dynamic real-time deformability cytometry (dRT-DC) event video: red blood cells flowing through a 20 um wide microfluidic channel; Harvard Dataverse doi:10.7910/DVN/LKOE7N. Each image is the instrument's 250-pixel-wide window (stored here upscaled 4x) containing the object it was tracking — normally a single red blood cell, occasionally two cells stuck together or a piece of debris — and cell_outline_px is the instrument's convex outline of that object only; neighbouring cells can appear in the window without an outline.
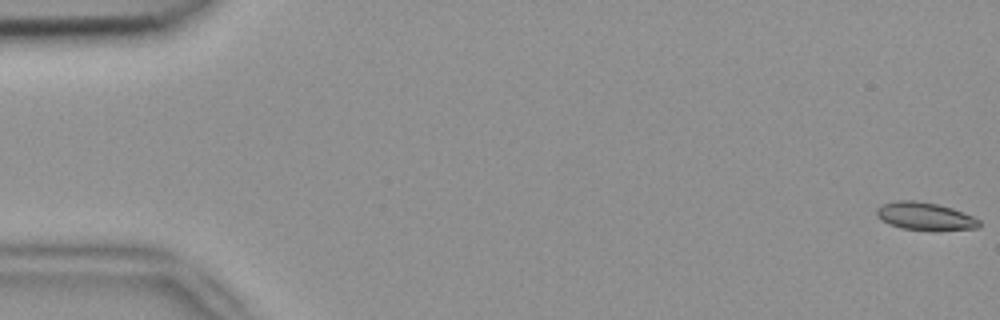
{"species": "common noctule bat (a hibernating species)", "species_latin": "Nyctalus noctula", "temperature_condition": "room temperature", "stored_images_in_passage": 6, "camera_frame_rate_fps": 3000, "um_per_image_px": 0.085, "animal": {"sex": "female", "body_mass_g": 18.4}, "frame": {"image": 1, "passage_image": 1, "time_ms": 0.0, "image_size_px": [1000, 320], "cell_outline_px": [[980, 224], [976, 228], [936, 232], [932, 232], [900, 228], [888, 224], [880, 220], [876, 216], [876, 208], [880, 204], [896, 200], [916, 200], [936, 204], [952, 208], [972, 216], [980, 220]], "centroid_in_image_um": [78.58, 18.4], "position_along_channel_um": 6.4, "area_um2": 17.17}}
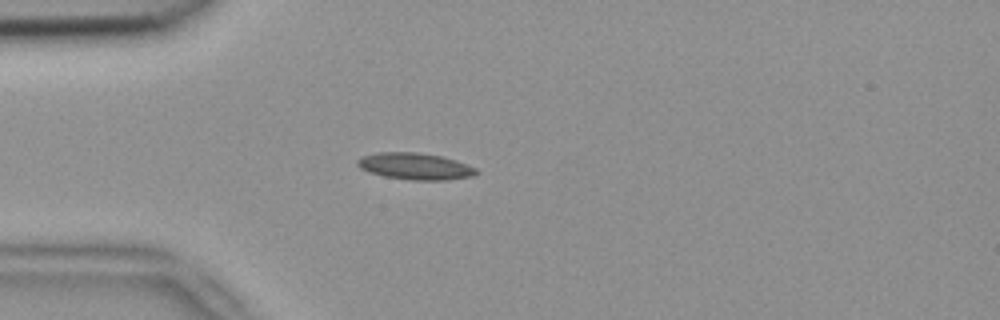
{"frame": {"image": 2, "passage_image": 5, "time_ms": 1.333, "image_size_px": [1000, 320], "cell_outline_px": [[480, 172], [472, 176], [448, 180], [408, 180], [384, 176], [368, 172], [360, 168], [356, 164], [356, 160], [360, 156], [376, 152], [420, 152], [444, 156], [456, 160], [476, 168]], "centroid_in_image_um": [35.26, 14.12], "position_along_channel_um": 49.7, "area_um2": 18.84}}